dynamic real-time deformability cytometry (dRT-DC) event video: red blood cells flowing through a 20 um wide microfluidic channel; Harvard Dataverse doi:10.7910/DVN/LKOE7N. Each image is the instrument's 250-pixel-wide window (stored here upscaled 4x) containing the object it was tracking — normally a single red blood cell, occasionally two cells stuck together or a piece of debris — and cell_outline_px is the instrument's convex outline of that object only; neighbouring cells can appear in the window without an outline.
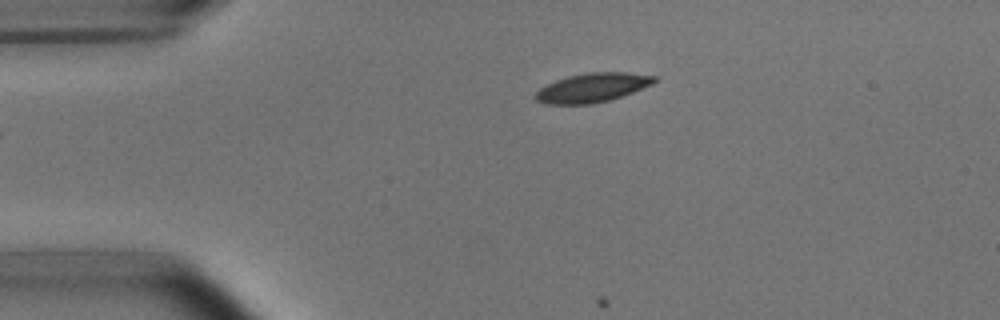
{"species": "common noctule bat (a hibernating species)", "species_latin": "Nyctalus noctula", "temperature_condition": "room temperature", "stored_images_in_passage": 11, "camera_frame_rate_fps": 3000, "um_per_image_px": 0.085, "animal": {"sex": "male", "body_mass_g": 15.6}, "frame": {"image": 1, "passage_image": 1, "time_ms": 0.0, "image_size_px": [1000, 320], "cell_outline_px": [[656, 80], [652, 84], [632, 92], [608, 100], [592, 104], [548, 104], [536, 100], [536, 92], [540, 88], [556, 80], [568, 76], [588, 72], [628, 72], [656, 76]], "centroid_in_image_um": [50.35, 7.44], "position_along_channel_um": 34.6, "area_um2": 19.88}}